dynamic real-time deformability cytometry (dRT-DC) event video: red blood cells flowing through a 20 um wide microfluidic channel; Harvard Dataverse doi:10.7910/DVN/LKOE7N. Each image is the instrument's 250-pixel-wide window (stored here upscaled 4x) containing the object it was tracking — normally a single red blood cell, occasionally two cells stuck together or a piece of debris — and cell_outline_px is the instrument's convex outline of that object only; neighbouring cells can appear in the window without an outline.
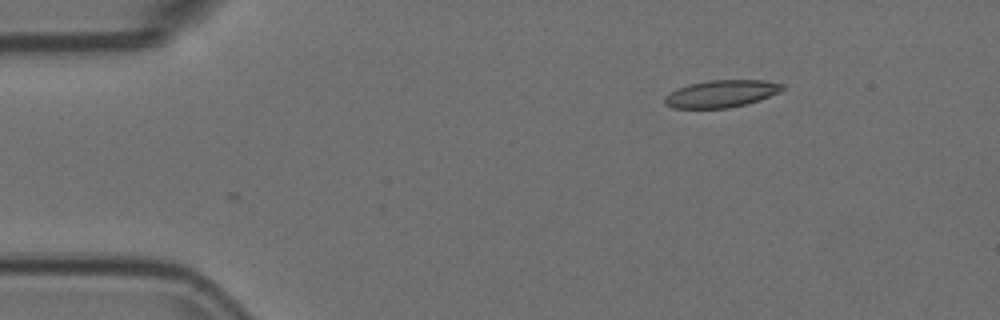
{"species": "Egyptian fruit bat (a non-hibernating species)", "species_latin": "Rousettus aegyptiacus", "temperature_condition": "room temperature", "stored_images_in_passage": 42, "camera_frame_rate_fps": 3000, "um_per_image_px": 0.085, "animal": {"sex": "female"}, "frame": {"image": 1, "passage_image": 1, "time_ms": 0.0, "image_size_px": [1000, 320], "cell_outline_px": [[784, 88], [780, 92], [760, 100], [748, 104], [728, 108], [672, 108], [664, 100], [664, 96], [676, 88], [688, 84], [708, 80], [764, 80], [784, 84]], "centroid_in_image_um": [61.33, 7.96], "position_along_channel_um": 23.7, "area_um2": 18.84}}
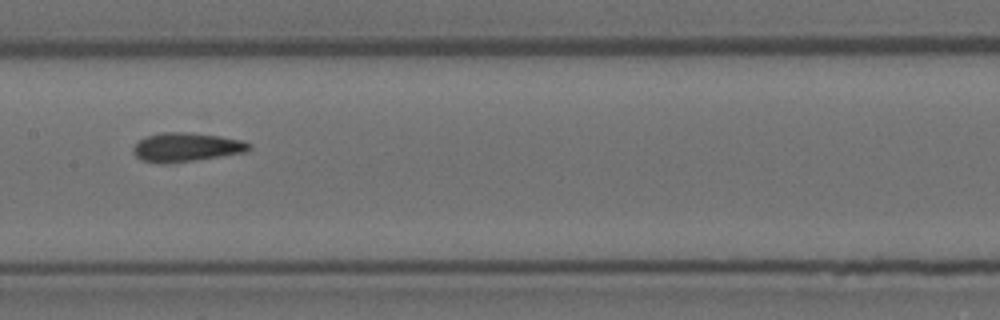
{"frame": {"image": 2, "passage_image": 20, "time_ms": 6.333, "image_size_px": [1000, 320], "cell_outline_px": [[252, 148], [244, 152], [192, 160], [144, 160], [136, 156], [132, 152], [132, 148], [144, 136], [160, 132], [192, 132], [220, 136], [244, 140], [252, 144]], "centroid_in_image_um": [15.9, 12.44], "position_along_channel_um": 191.5, "area_um2": 18.79}}
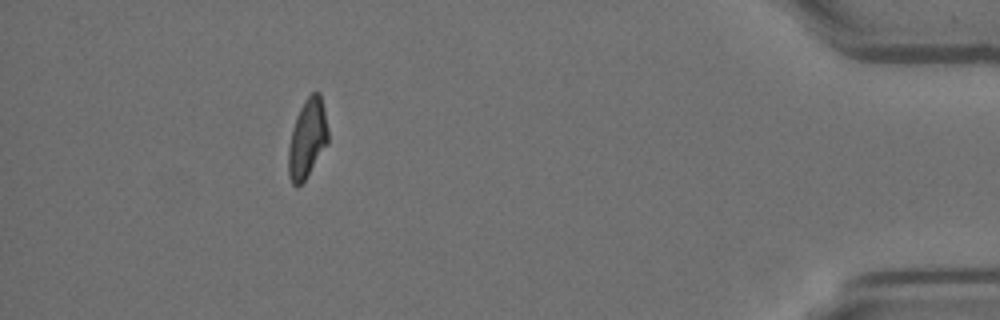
{"frame": {"image": 3, "passage_image": 42, "time_ms": 13.667, "image_size_px": [1000, 320], "cell_outline_px": [[328, 144], [304, 180], [296, 188], [292, 184], [288, 176], [288, 148], [292, 128], [296, 116], [304, 100], [312, 92], [320, 92], [324, 108], [328, 128]], "centroid_in_image_um": [26.11, 11.77], "position_along_channel_um": 409.1, "area_um2": 18.38}, "authors_computed_cell_mechanics": {"area_um2": 18.9873, "velocity_mm_per_s": 3.7653, "shape_relaxation_time_tau1_ms": 6.1074, "shape_relaxation_time_tau2_ms": 2.0461, "deformation_change_tau1": 0.1794, "deformation_change_tau2": 0.0795}}